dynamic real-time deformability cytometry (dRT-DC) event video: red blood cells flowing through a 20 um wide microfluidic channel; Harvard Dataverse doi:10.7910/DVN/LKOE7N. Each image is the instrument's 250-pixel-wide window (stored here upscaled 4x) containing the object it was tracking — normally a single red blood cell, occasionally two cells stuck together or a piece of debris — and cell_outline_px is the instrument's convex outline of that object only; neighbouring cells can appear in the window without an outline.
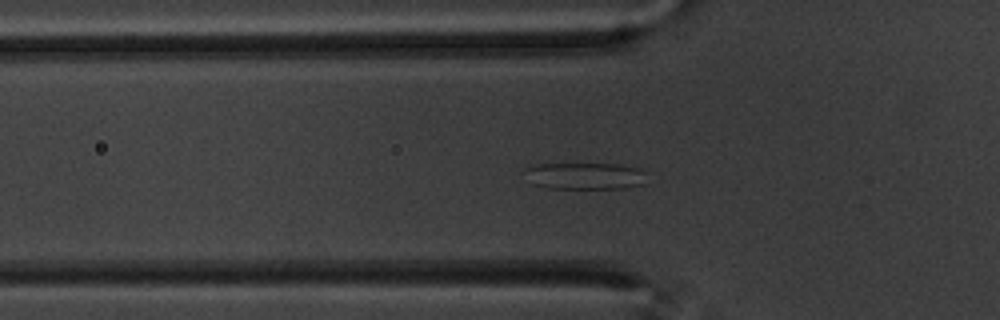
{"species": "common noctule bat (a hibernating species)", "species_latin": "Nyctalus noctula", "temperature_condition": "warm", "stored_images_in_passage": 60, "segment_of_instrument_passage": [1, 2], "camera_frame_rate_fps": 3000, "um_per_image_px": 0.085, "animal": {"sex": "male", "body_mass_g": 20.1, "forearm_length_mm": 53.5}, "frame": {"image": 1, "passage_image": 20, "time_ms": 6.333, "image_size_px": [1000, 320], "cell_outline_px": [[648, 184], [624, 188], [548, 188], [532, 184], [524, 168], [536, 164], [620, 164], [636, 168], [648, 172]], "centroid_in_image_um": [49.83, 14.96], "position_along_channel_um": 76.0, "area_um2": 19.31}}
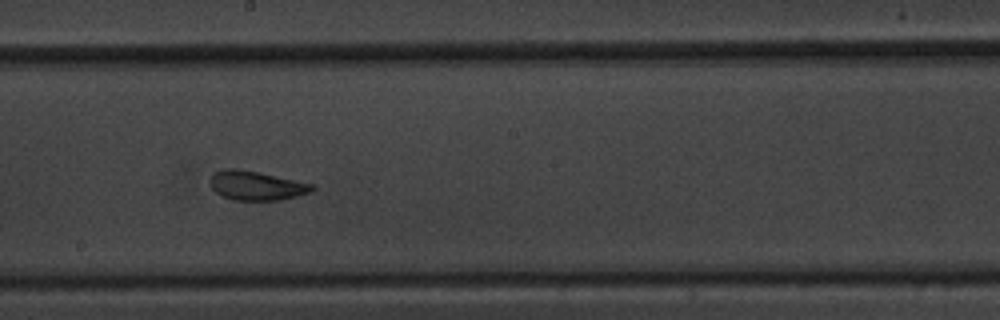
{"frame": {"image": 2, "passage_image": 33, "time_ms": 10.667, "image_size_px": [1000, 320], "cell_outline_px": [[316, 188], [312, 192], [280, 200], [232, 200], [220, 196], [212, 188], [208, 180], [216, 172], [224, 168], [236, 168], [260, 172], [316, 184]], "centroid_in_image_um": [21.81, 15.77], "position_along_channel_um": 226.4, "area_um2": 17.69}}
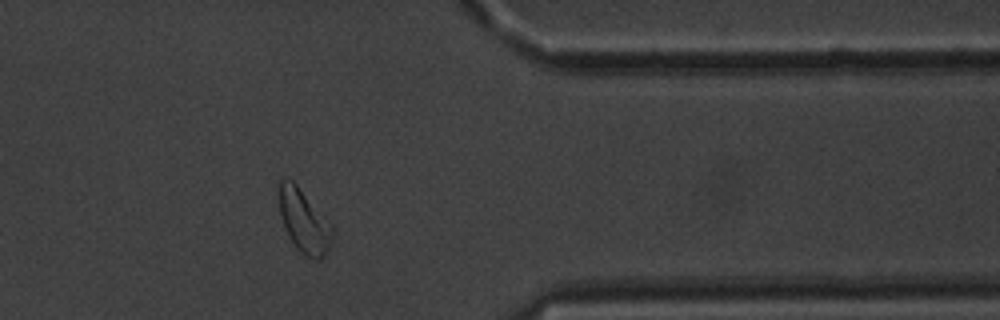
{"frame": {"image": 3, "passage_image": 48, "time_ms": 15.667, "image_size_px": [1000, 320], "cell_outline_px": [[332, 236], [328, 248], [324, 256], [320, 260], [316, 260], [308, 256], [296, 248], [284, 224], [280, 212], [276, 184], [284, 176], [292, 180], [296, 184], [332, 224]], "centroid_in_image_um": [25.8, 18.72], "position_along_channel_um": 385.6, "area_um2": 19.48}}